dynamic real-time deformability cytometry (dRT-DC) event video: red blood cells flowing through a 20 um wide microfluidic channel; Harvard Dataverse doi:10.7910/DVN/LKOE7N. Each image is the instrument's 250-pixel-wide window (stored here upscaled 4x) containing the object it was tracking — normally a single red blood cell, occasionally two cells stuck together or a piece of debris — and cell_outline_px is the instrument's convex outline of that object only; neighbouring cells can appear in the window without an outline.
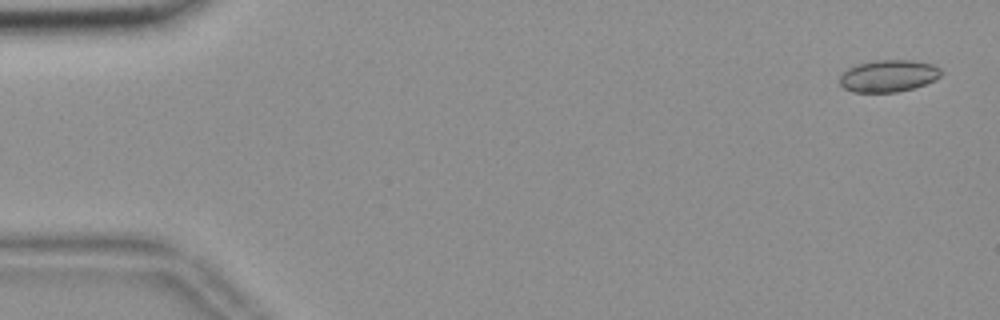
{"species": "common noctule bat (a hibernating species)", "species_latin": "Nyctalus noctula", "temperature_condition": "room temperature", "stored_images_in_passage": 55, "camera_frame_rate_fps": 3000, "um_per_image_px": 0.085, "animal": {"sex": "female", "body_mass_g": 18.4}, "frame": {"image": 1, "passage_image": 2, "time_ms": 0.333, "image_size_px": [1000, 320], "cell_outline_px": [[944, 72], [936, 80], [912, 88], [896, 92], [852, 92], [844, 88], [840, 84], [840, 76], [848, 68], [856, 64], [876, 60], [912, 60], [932, 64], [940, 68]], "centroid_in_image_um": [75.53, 6.44], "position_along_channel_um": 9.5, "area_um2": 18.96}}
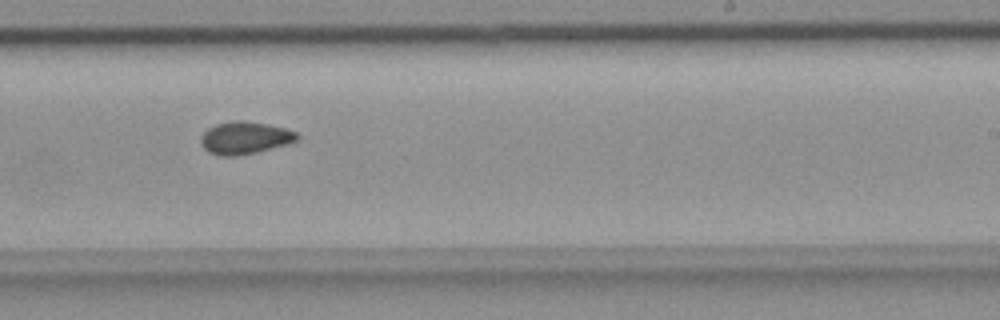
{"frame": {"image": 2, "passage_image": 34, "time_ms": 11.0, "image_size_px": [1000, 320], "cell_outline_px": [[300, 136], [296, 140], [284, 144], [256, 152], [236, 156], [220, 156], [208, 152], [200, 144], [200, 136], [208, 128], [216, 124], [232, 120], [244, 120], [268, 124], [284, 128], [296, 132]], "centroid_in_image_um": [20.75, 11.71], "position_along_channel_um": 268.2, "area_um2": 18.15}}
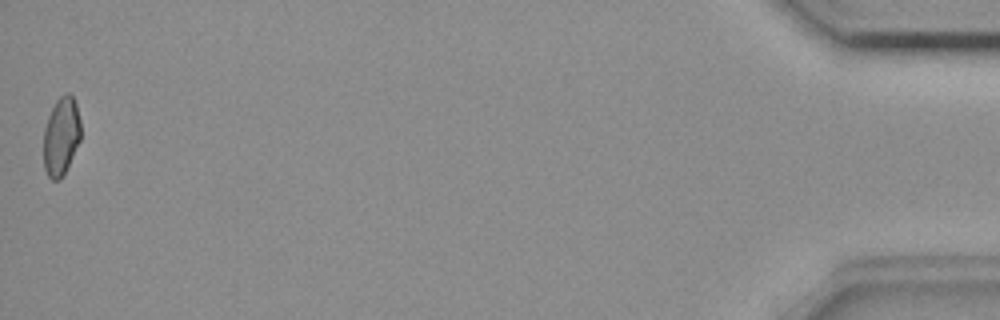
{"frame": {"image": 3, "passage_image": 55, "time_ms": 18.0, "image_size_px": [1000, 320], "cell_outline_px": [[80, 140], [60, 180], [52, 180], [48, 176], [44, 168], [44, 128], [48, 116], [56, 100], [60, 96], [68, 92], [72, 96], [76, 104], [80, 120]], "centroid_in_image_um": [5.19, 11.56], "position_along_channel_um": 430.0, "area_um2": 16.76}, "authors_computed_cell_mechanics": {"area_um2": 17.8602, "velocity_mm_per_s": 3.6836, "shape_relaxation_time_tau1_ms": null, "shape_relaxation_time_tau2_ms": 3.36, "deformation_change_tau1": null, "deformation_change_tau2": 0.0711}}